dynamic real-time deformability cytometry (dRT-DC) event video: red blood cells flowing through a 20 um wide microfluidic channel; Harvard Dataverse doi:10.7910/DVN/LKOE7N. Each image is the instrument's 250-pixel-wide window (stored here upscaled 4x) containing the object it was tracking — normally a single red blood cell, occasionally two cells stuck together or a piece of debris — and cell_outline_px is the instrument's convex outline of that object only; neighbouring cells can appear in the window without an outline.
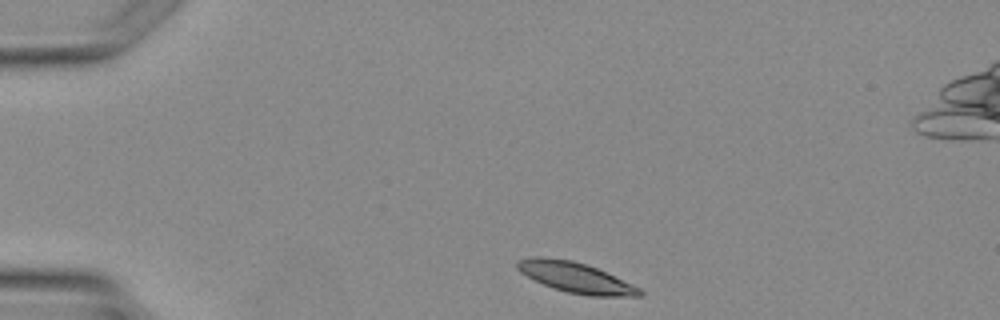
{"species": "Egyptian fruit bat (a non-hibernating species)", "species_latin": "Rousettus aegyptiacus", "temperature_condition": "warm", "stored_images_in_passage": 3, "camera_frame_rate_fps": 3000, "um_per_image_px": 0.085, "animal": {"sex": "female"}, "frame": {"image": 1, "passage_image": 1, "time_ms": 0.0, "image_size_px": [1000, 320], "cell_outline_px": [[644, 296], [588, 296], [568, 292], [552, 288], [520, 272], [516, 268], [516, 260], [540, 256], [572, 260], [596, 268], [632, 284], [640, 288], [644, 292]], "centroid_in_image_um": [48.93, 23.59], "position_along_channel_um": 36.1, "area_um2": 21.44}}